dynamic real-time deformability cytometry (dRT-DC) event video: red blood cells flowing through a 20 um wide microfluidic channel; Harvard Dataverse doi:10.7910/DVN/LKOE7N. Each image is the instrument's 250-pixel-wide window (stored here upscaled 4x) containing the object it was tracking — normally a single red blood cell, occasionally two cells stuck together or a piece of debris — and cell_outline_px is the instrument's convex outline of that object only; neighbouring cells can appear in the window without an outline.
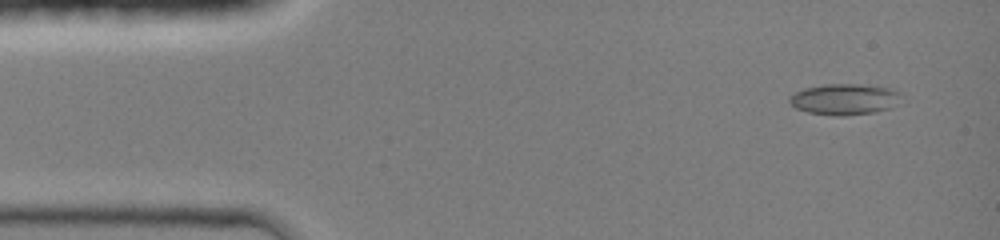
{"species": "common noctule bat (a hibernating species)", "species_latin": "Nyctalus noctula", "temperature_condition": "room temperature", "stored_images_in_passage": 44, "camera_frame_rate_fps": 3000, "um_per_image_px": 0.085, "animal": {"sex": "female", "body_mass_g": 19.0, "forearm_length_mm": 51.5}, "frame": {"image": 1, "passage_image": 3, "time_ms": 0.667, "image_size_px": [1000, 240], "cell_outline_px": [[900, 92], [892, 108], [876, 112], [844, 116], [836, 116], [808, 112], [796, 108], [788, 100], [788, 96], [804, 88], [824, 84], [860, 84], [888, 88]], "centroid_in_image_um": [71.73, 8.44], "position_along_channel_um": 13.3, "area_um2": 20.06}}
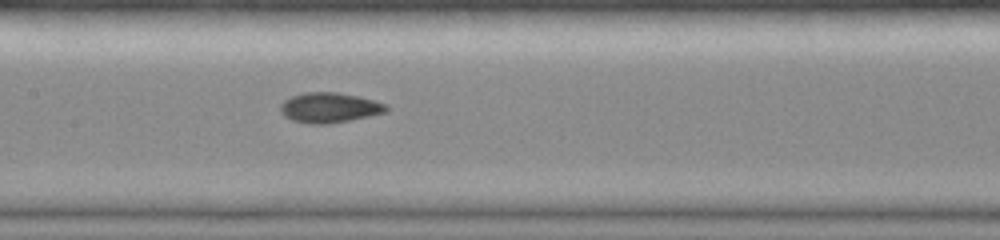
{"frame": {"image": 2, "passage_image": 21, "time_ms": 6.667, "image_size_px": [1000, 240], "cell_outline_px": [[392, 108], [388, 112], [328, 124], [312, 124], [292, 120], [284, 116], [280, 112], [280, 104], [284, 100], [292, 96], [304, 92], [336, 92], [356, 96], [388, 104]], "centroid_in_image_um": [28.01, 9.15], "position_along_channel_um": 179.4, "area_um2": 18.61}}
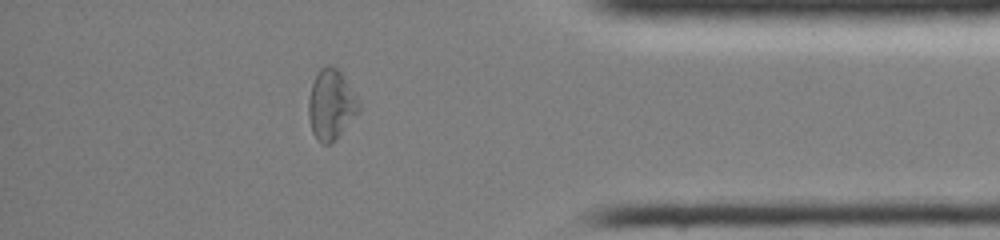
{"frame": {"image": 3, "passage_image": 38, "time_ms": 12.333, "image_size_px": [1000, 240], "cell_outline_px": [[360, 108], [332, 144], [324, 144], [316, 140], [312, 132], [308, 116], [308, 100], [312, 84], [320, 68], [328, 64], [340, 68], [360, 100]], "centroid_in_image_um": [28.14, 8.86], "position_along_channel_um": 407.1, "area_um2": 20.81}, "authors_computed_cell_mechanics": {"area_um2": 18.6116, "velocity_mm_per_s": 4.3043, "shape_relaxation_time_tau1_ms": null, "shape_relaxation_time_tau2_ms": 3.1387, "deformation_change_tau1": null, "deformation_change_tau2": 0.0692}}